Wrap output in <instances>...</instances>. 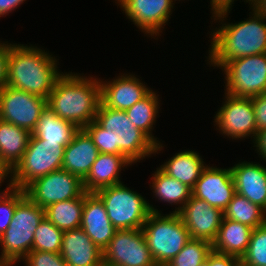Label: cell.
Returning a JSON list of instances; mask_svg holds the SVG:
<instances>
[{
  "label": "cell",
  "instance_id": "obj_48",
  "mask_svg": "<svg viewBox=\"0 0 266 266\" xmlns=\"http://www.w3.org/2000/svg\"><path fill=\"white\" fill-rule=\"evenodd\" d=\"M155 266H169L168 264H155Z\"/></svg>",
  "mask_w": 266,
  "mask_h": 266
},
{
  "label": "cell",
  "instance_id": "obj_26",
  "mask_svg": "<svg viewBox=\"0 0 266 266\" xmlns=\"http://www.w3.org/2000/svg\"><path fill=\"white\" fill-rule=\"evenodd\" d=\"M31 133L0 119V158L11 168L21 160Z\"/></svg>",
  "mask_w": 266,
  "mask_h": 266
},
{
  "label": "cell",
  "instance_id": "obj_21",
  "mask_svg": "<svg viewBox=\"0 0 266 266\" xmlns=\"http://www.w3.org/2000/svg\"><path fill=\"white\" fill-rule=\"evenodd\" d=\"M99 154L92 138L84 129H79L65 147L62 169L77 175L82 180L87 176Z\"/></svg>",
  "mask_w": 266,
  "mask_h": 266
},
{
  "label": "cell",
  "instance_id": "obj_37",
  "mask_svg": "<svg viewBox=\"0 0 266 266\" xmlns=\"http://www.w3.org/2000/svg\"><path fill=\"white\" fill-rule=\"evenodd\" d=\"M256 118L257 131L266 129V92L251 97Z\"/></svg>",
  "mask_w": 266,
  "mask_h": 266
},
{
  "label": "cell",
  "instance_id": "obj_5",
  "mask_svg": "<svg viewBox=\"0 0 266 266\" xmlns=\"http://www.w3.org/2000/svg\"><path fill=\"white\" fill-rule=\"evenodd\" d=\"M142 232L156 264H168L191 239L176 212L164 216L160 212H151Z\"/></svg>",
  "mask_w": 266,
  "mask_h": 266
},
{
  "label": "cell",
  "instance_id": "obj_41",
  "mask_svg": "<svg viewBox=\"0 0 266 266\" xmlns=\"http://www.w3.org/2000/svg\"><path fill=\"white\" fill-rule=\"evenodd\" d=\"M254 141L253 143L256 144H254V146L257 148V152H259V155L266 161V129L257 132Z\"/></svg>",
  "mask_w": 266,
  "mask_h": 266
},
{
  "label": "cell",
  "instance_id": "obj_23",
  "mask_svg": "<svg viewBox=\"0 0 266 266\" xmlns=\"http://www.w3.org/2000/svg\"><path fill=\"white\" fill-rule=\"evenodd\" d=\"M253 228L240 222L223 218L212 250L240 258L245 254Z\"/></svg>",
  "mask_w": 266,
  "mask_h": 266
},
{
  "label": "cell",
  "instance_id": "obj_42",
  "mask_svg": "<svg viewBox=\"0 0 266 266\" xmlns=\"http://www.w3.org/2000/svg\"><path fill=\"white\" fill-rule=\"evenodd\" d=\"M25 0H0V17L15 10Z\"/></svg>",
  "mask_w": 266,
  "mask_h": 266
},
{
  "label": "cell",
  "instance_id": "obj_8",
  "mask_svg": "<svg viewBox=\"0 0 266 266\" xmlns=\"http://www.w3.org/2000/svg\"><path fill=\"white\" fill-rule=\"evenodd\" d=\"M65 147L58 143L42 142L31 134L27 149L12 169L13 188L24 189L35 179L62 169Z\"/></svg>",
  "mask_w": 266,
  "mask_h": 266
},
{
  "label": "cell",
  "instance_id": "obj_45",
  "mask_svg": "<svg viewBox=\"0 0 266 266\" xmlns=\"http://www.w3.org/2000/svg\"><path fill=\"white\" fill-rule=\"evenodd\" d=\"M200 266H211V252L208 254L206 261Z\"/></svg>",
  "mask_w": 266,
  "mask_h": 266
},
{
  "label": "cell",
  "instance_id": "obj_19",
  "mask_svg": "<svg viewBox=\"0 0 266 266\" xmlns=\"http://www.w3.org/2000/svg\"><path fill=\"white\" fill-rule=\"evenodd\" d=\"M60 254L67 266H99L103 263V251L81 227L64 231Z\"/></svg>",
  "mask_w": 266,
  "mask_h": 266
},
{
  "label": "cell",
  "instance_id": "obj_15",
  "mask_svg": "<svg viewBox=\"0 0 266 266\" xmlns=\"http://www.w3.org/2000/svg\"><path fill=\"white\" fill-rule=\"evenodd\" d=\"M126 16L151 37L159 35L169 21L174 7L172 0H116Z\"/></svg>",
  "mask_w": 266,
  "mask_h": 266
},
{
  "label": "cell",
  "instance_id": "obj_4",
  "mask_svg": "<svg viewBox=\"0 0 266 266\" xmlns=\"http://www.w3.org/2000/svg\"><path fill=\"white\" fill-rule=\"evenodd\" d=\"M44 217L45 209L26 195L17 203L9 227L0 236V258L8 266L18 263L32 251L34 231Z\"/></svg>",
  "mask_w": 266,
  "mask_h": 266
},
{
  "label": "cell",
  "instance_id": "obj_22",
  "mask_svg": "<svg viewBox=\"0 0 266 266\" xmlns=\"http://www.w3.org/2000/svg\"><path fill=\"white\" fill-rule=\"evenodd\" d=\"M128 165L132 163L121 154L99 153L89 173L83 179L85 192L95 193L101 188L122 183L119 173L122 167Z\"/></svg>",
  "mask_w": 266,
  "mask_h": 266
},
{
  "label": "cell",
  "instance_id": "obj_2",
  "mask_svg": "<svg viewBox=\"0 0 266 266\" xmlns=\"http://www.w3.org/2000/svg\"><path fill=\"white\" fill-rule=\"evenodd\" d=\"M52 55L34 46L10 44L6 85L48 99L63 74Z\"/></svg>",
  "mask_w": 266,
  "mask_h": 266
},
{
  "label": "cell",
  "instance_id": "obj_35",
  "mask_svg": "<svg viewBox=\"0 0 266 266\" xmlns=\"http://www.w3.org/2000/svg\"><path fill=\"white\" fill-rule=\"evenodd\" d=\"M92 138L99 153L121 154V150L116 146L115 132L103 129L95 120L83 128Z\"/></svg>",
  "mask_w": 266,
  "mask_h": 266
},
{
  "label": "cell",
  "instance_id": "obj_32",
  "mask_svg": "<svg viewBox=\"0 0 266 266\" xmlns=\"http://www.w3.org/2000/svg\"><path fill=\"white\" fill-rule=\"evenodd\" d=\"M63 233L44 217L34 231L32 250L60 253Z\"/></svg>",
  "mask_w": 266,
  "mask_h": 266
},
{
  "label": "cell",
  "instance_id": "obj_17",
  "mask_svg": "<svg viewBox=\"0 0 266 266\" xmlns=\"http://www.w3.org/2000/svg\"><path fill=\"white\" fill-rule=\"evenodd\" d=\"M101 102L109 108L126 111L145 98L152 90L134 75H121L112 82H102Z\"/></svg>",
  "mask_w": 266,
  "mask_h": 266
},
{
  "label": "cell",
  "instance_id": "obj_18",
  "mask_svg": "<svg viewBox=\"0 0 266 266\" xmlns=\"http://www.w3.org/2000/svg\"><path fill=\"white\" fill-rule=\"evenodd\" d=\"M80 227L102 251L114 237L117 229L110 222L104 203L95 193L85 192Z\"/></svg>",
  "mask_w": 266,
  "mask_h": 266
},
{
  "label": "cell",
  "instance_id": "obj_49",
  "mask_svg": "<svg viewBox=\"0 0 266 266\" xmlns=\"http://www.w3.org/2000/svg\"><path fill=\"white\" fill-rule=\"evenodd\" d=\"M99 266H109V265H106V264L102 263V264H101V265H99Z\"/></svg>",
  "mask_w": 266,
  "mask_h": 266
},
{
  "label": "cell",
  "instance_id": "obj_9",
  "mask_svg": "<svg viewBox=\"0 0 266 266\" xmlns=\"http://www.w3.org/2000/svg\"><path fill=\"white\" fill-rule=\"evenodd\" d=\"M225 93L251 98L266 92V53L254 54L225 62Z\"/></svg>",
  "mask_w": 266,
  "mask_h": 266
},
{
  "label": "cell",
  "instance_id": "obj_36",
  "mask_svg": "<svg viewBox=\"0 0 266 266\" xmlns=\"http://www.w3.org/2000/svg\"><path fill=\"white\" fill-rule=\"evenodd\" d=\"M25 266H67L60 253L46 251H30L23 261Z\"/></svg>",
  "mask_w": 266,
  "mask_h": 266
},
{
  "label": "cell",
  "instance_id": "obj_30",
  "mask_svg": "<svg viewBox=\"0 0 266 266\" xmlns=\"http://www.w3.org/2000/svg\"><path fill=\"white\" fill-rule=\"evenodd\" d=\"M223 215L224 218L240 222L253 229L266 223V211L238 193L234 194Z\"/></svg>",
  "mask_w": 266,
  "mask_h": 266
},
{
  "label": "cell",
  "instance_id": "obj_25",
  "mask_svg": "<svg viewBox=\"0 0 266 266\" xmlns=\"http://www.w3.org/2000/svg\"><path fill=\"white\" fill-rule=\"evenodd\" d=\"M79 129L69 121L58 117L48 107L41 113L32 135L42 142L58 143L66 147Z\"/></svg>",
  "mask_w": 266,
  "mask_h": 266
},
{
  "label": "cell",
  "instance_id": "obj_28",
  "mask_svg": "<svg viewBox=\"0 0 266 266\" xmlns=\"http://www.w3.org/2000/svg\"><path fill=\"white\" fill-rule=\"evenodd\" d=\"M85 193L80 197L54 203L45 208V217L62 231L79 228Z\"/></svg>",
  "mask_w": 266,
  "mask_h": 266
},
{
  "label": "cell",
  "instance_id": "obj_13",
  "mask_svg": "<svg viewBox=\"0 0 266 266\" xmlns=\"http://www.w3.org/2000/svg\"><path fill=\"white\" fill-rule=\"evenodd\" d=\"M225 95L226 100L214 119L217 130L232 139L254 136V142L258 131L251 98Z\"/></svg>",
  "mask_w": 266,
  "mask_h": 266
},
{
  "label": "cell",
  "instance_id": "obj_47",
  "mask_svg": "<svg viewBox=\"0 0 266 266\" xmlns=\"http://www.w3.org/2000/svg\"><path fill=\"white\" fill-rule=\"evenodd\" d=\"M0 266H8V265L0 258Z\"/></svg>",
  "mask_w": 266,
  "mask_h": 266
},
{
  "label": "cell",
  "instance_id": "obj_40",
  "mask_svg": "<svg viewBox=\"0 0 266 266\" xmlns=\"http://www.w3.org/2000/svg\"><path fill=\"white\" fill-rule=\"evenodd\" d=\"M9 50V43H0V90L6 85Z\"/></svg>",
  "mask_w": 266,
  "mask_h": 266
},
{
  "label": "cell",
  "instance_id": "obj_43",
  "mask_svg": "<svg viewBox=\"0 0 266 266\" xmlns=\"http://www.w3.org/2000/svg\"><path fill=\"white\" fill-rule=\"evenodd\" d=\"M11 174H12L11 168L0 158V186L1 183L4 182V179H6V177L12 176Z\"/></svg>",
  "mask_w": 266,
  "mask_h": 266
},
{
  "label": "cell",
  "instance_id": "obj_29",
  "mask_svg": "<svg viewBox=\"0 0 266 266\" xmlns=\"http://www.w3.org/2000/svg\"><path fill=\"white\" fill-rule=\"evenodd\" d=\"M152 191L155 196L169 204H180L173 212H178L192 196V189L182 182L170 177L160 167L152 176Z\"/></svg>",
  "mask_w": 266,
  "mask_h": 266
},
{
  "label": "cell",
  "instance_id": "obj_12",
  "mask_svg": "<svg viewBox=\"0 0 266 266\" xmlns=\"http://www.w3.org/2000/svg\"><path fill=\"white\" fill-rule=\"evenodd\" d=\"M109 266H155L142 229L116 230L103 251Z\"/></svg>",
  "mask_w": 266,
  "mask_h": 266
},
{
  "label": "cell",
  "instance_id": "obj_11",
  "mask_svg": "<svg viewBox=\"0 0 266 266\" xmlns=\"http://www.w3.org/2000/svg\"><path fill=\"white\" fill-rule=\"evenodd\" d=\"M47 107V99L5 85L0 90V119L10 122L31 134L41 113Z\"/></svg>",
  "mask_w": 266,
  "mask_h": 266
},
{
  "label": "cell",
  "instance_id": "obj_6",
  "mask_svg": "<svg viewBox=\"0 0 266 266\" xmlns=\"http://www.w3.org/2000/svg\"><path fill=\"white\" fill-rule=\"evenodd\" d=\"M95 194L104 203L108 218L117 230L142 229L151 212H159L123 183L101 188Z\"/></svg>",
  "mask_w": 266,
  "mask_h": 266
},
{
  "label": "cell",
  "instance_id": "obj_3",
  "mask_svg": "<svg viewBox=\"0 0 266 266\" xmlns=\"http://www.w3.org/2000/svg\"><path fill=\"white\" fill-rule=\"evenodd\" d=\"M252 11L253 17L246 21L224 23L216 28L211 35L209 64L220 68L230 60L266 53V18Z\"/></svg>",
  "mask_w": 266,
  "mask_h": 266
},
{
  "label": "cell",
  "instance_id": "obj_14",
  "mask_svg": "<svg viewBox=\"0 0 266 266\" xmlns=\"http://www.w3.org/2000/svg\"><path fill=\"white\" fill-rule=\"evenodd\" d=\"M177 213L186 225L191 238L211 243L216 239L224 218L223 211L193 195Z\"/></svg>",
  "mask_w": 266,
  "mask_h": 266
},
{
  "label": "cell",
  "instance_id": "obj_16",
  "mask_svg": "<svg viewBox=\"0 0 266 266\" xmlns=\"http://www.w3.org/2000/svg\"><path fill=\"white\" fill-rule=\"evenodd\" d=\"M235 184L231 168L206 166L192 189V195L205 200L212 207L224 211L234 194Z\"/></svg>",
  "mask_w": 266,
  "mask_h": 266
},
{
  "label": "cell",
  "instance_id": "obj_38",
  "mask_svg": "<svg viewBox=\"0 0 266 266\" xmlns=\"http://www.w3.org/2000/svg\"><path fill=\"white\" fill-rule=\"evenodd\" d=\"M234 0H211V9L213 11L212 15L215 20L224 22L226 19L227 13L233 4ZM225 18V19H224Z\"/></svg>",
  "mask_w": 266,
  "mask_h": 266
},
{
  "label": "cell",
  "instance_id": "obj_1",
  "mask_svg": "<svg viewBox=\"0 0 266 266\" xmlns=\"http://www.w3.org/2000/svg\"><path fill=\"white\" fill-rule=\"evenodd\" d=\"M101 103L100 80L63 73L47 99V107L58 117L83 129L95 120Z\"/></svg>",
  "mask_w": 266,
  "mask_h": 266
},
{
  "label": "cell",
  "instance_id": "obj_27",
  "mask_svg": "<svg viewBox=\"0 0 266 266\" xmlns=\"http://www.w3.org/2000/svg\"><path fill=\"white\" fill-rule=\"evenodd\" d=\"M156 94V92L151 91L145 98L127 109L126 113L134 126L144 132L156 144L155 153H158V150L161 151L163 146L151 132L160 108L159 95Z\"/></svg>",
  "mask_w": 266,
  "mask_h": 266
},
{
  "label": "cell",
  "instance_id": "obj_34",
  "mask_svg": "<svg viewBox=\"0 0 266 266\" xmlns=\"http://www.w3.org/2000/svg\"><path fill=\"white\" fill-rule=\"evenodd\" d=\"M0 193V236L9 227L17 203L25 196L24 189L13 188L12 181Z\"/></svg>",
  "mask_w": 266,
  "mask_h": 266
},
{
  "label": "cell",
  "instance_id": "obj_24",
  "mask_svg": "<svg viewBox=\"0 0 266 266\" xmlns=\"http://www.w3.org/2000/svg\"><path fill=\"white\" fill-rule=\"evenodd\" d=\"M206 167L202 157L195 151L185 150L175 154L160 168L170 177L193 189Z\"/></svg>",
  "mask_w": 266,
  "mask_h": 266
},
{
  "label": "cell",
  "instance_id": "obj_7",
  "mask_svg": "<svg viewBox=\"0 0 266 266\" xmlns=\"http://www.w3.org/2000/svg\"><path fill=\"white\" fill-rule=\"evenodd\" d=\"M95 121L105 130L115 132L116 146L132 164L155 154V143L128 118L126 111L99 105Z\"/></svg>",
  "mask_w": 266,
  "mask_h": 266
},
{
  "label": "cell",
  "instance_id": "obj_44",
  "mask_svg": "<svg viewBox=\"0 0 266 266\" xmlns=\"http://www.w3.org/2000/svg\"><path fill=\"white\" fill-rule=\"evenodd\" d=\"M252 10L266 18V0H258L256 4L252 7Z\"/></svg>",
  "mask_w": 266,
  "mask_h": 266
},
{
  "label": "cell",
  "instance_id": "obj_39",
  "mask_svg": "<svg viewBox=\"0 0 266 266\" xmlns=\"http://www.w3.org/2000/svg\"><path fill=\"white\" fill-rule=\"evenodd\" d=\"M240 258L232 255L211 251V266H239Z\"/></svg>",
  "mask_w": 266,
  "mask_h": 266
},
{
  "label": "cell",
  "instance_id": "obj_20",
  "mask_svg": "<svg viewBox=\"0 0 266 266\" xmlns=\"http://www.w3.org/2000/svg\"><path fill=\"white\" fill-rule=\"evenodd\" d=\"M230 168L236 193L266 211V166L243 161Z\"/></svg>",
  "mask_w": 266,
  "mask_h": 266
},
{
  "label": "cell",
  "instance_id": "obj_46",
  "mask_svg": "<svg viewBox=\"0 0 266 266\" xmlns=\"http://www.w3.org/2000/svg\"><path fill=\"white\" fill-rule=\"evenodd\" d=\"M258 0H246V2H250L251 4H250V6L251 7H253L255 4H256V2H257Z\"/></svg>",
  "mask_w": 266,
  "mask_h": 266
},
{
  "label": "cell",
  "instance_id": "obj_31",
  "mask_svg": "<svg viewBox=\"0 0 266 266\" xmlns=\"http://www.w3.org/2000/svg\"><path fill=\"white\" fill-rule=\"evenodd\" d=\"M212 251V243L191 238L183 249L168 263L169 266H200Z\"/></svg>",
  "mask_w": 266,
  "mask_h": 266
},
{
  "label": "cell",
  "instance_id": "obj_33",
  "mask_svg": "<svg viewBox=\"0 0 266 266\" xmlns=\"http://www.w3.org/2000/svg\"><path fill=\"white\" fill-rule=\"evenodd\" d=\"M240 261L244 266H266V223L253 229L247 250Z\"/></svg>",
  "mask_w": 266,
  "mask_h": 266
},
{
  "label": "cell",
  "instance_id": "obj_10",
  "mask_svg": "<svg viewBox=\"0 0 266 266\" xmlns=\"http://www.w3.org/2000/svg\"><path fill=\"white\" fill-rule=\"evenodd\" d=\"M24 192L32 202L45 209L54 203L80 197L85 190L80 177L59 169L35 179Z\"/></svg>",
  "mask_w": 266,
  "mask_h": 266
}]
</instances>
